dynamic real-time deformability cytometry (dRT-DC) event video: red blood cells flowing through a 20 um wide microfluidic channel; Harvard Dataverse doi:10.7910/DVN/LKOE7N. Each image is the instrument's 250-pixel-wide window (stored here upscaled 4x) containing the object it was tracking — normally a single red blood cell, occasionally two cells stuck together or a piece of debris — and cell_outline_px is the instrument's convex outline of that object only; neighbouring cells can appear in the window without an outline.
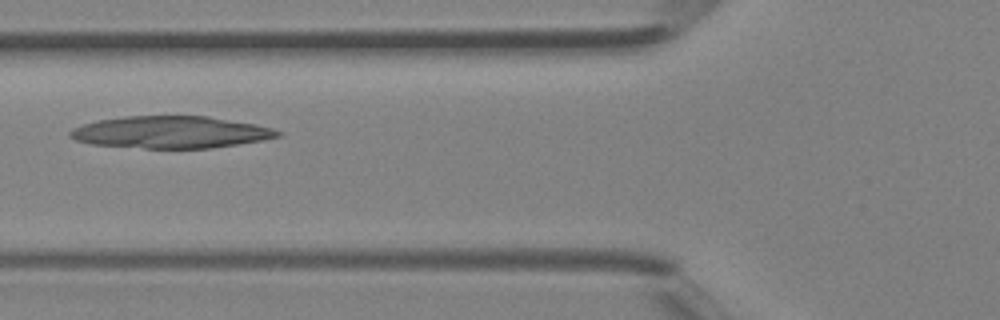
{"species": "Egyptian fruit bat (a non-hibernating species)", "species_latin": "Rousettus aegyptiacus", "temperature_condition": "room temperature", "stored_images_in_passage": 42, "camera_frame_rate_fps": 3000, "um_per_image_px": 0.085, "animal": {"sex": "female"}, "frame": {"image": 1, "passage_image": 16, "time_ms": 5.0, "image_size_px": [1000, 320], "cell_outline_px": [[284, 132], [280, 136], [260, 140], [212, 148], [144, 148], [92, 144], [76, 140], [68, 136], [68, 132], [72, 128], [84, 124], [100, 120], [124, 116], [208, 116], [256, 124], [272, 128]], "centroid_in_image_um": [14.51, 11.23], "position_along_channel_um": 111.3, "area_um2": 38.61}}
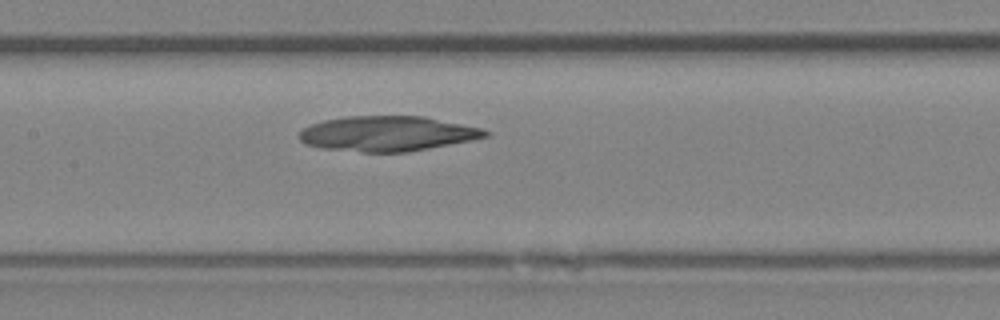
{"frame": {"image": 2, "passage_image": 20, "time_ms": 6.333, "image_size_px": [1000, 320], "cell_outline_px": [[492, 132], [488, 136], [472, 140], [408, 152], [360, 152], [320, 148], [304, 144], [296, 136], [304, 128], [312, 124], [324, 120], [348, 116], [424, 116], [484, 128]], "centroid_in_image_um": [32.94, 11.36], "position_along_channel_um": 174.5, "area_um2": 38.32}}
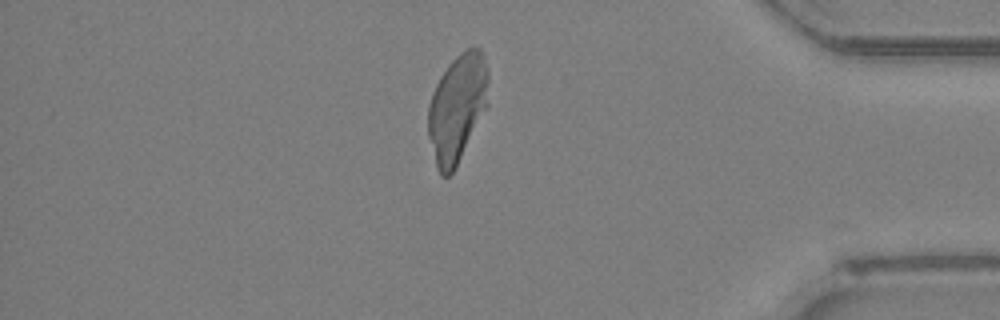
{"frame": {"image": 3, "passage_image": 36, "time_ms": 11.667, "image_size_px": [1000, 320], "cell_outline_px": [[488, 108], [456, 168], [448, 176], [440, 176], [436, 168], [428, 136], [428, 104], [432, 92], [440, 76], [448, 64], [464, 48], [480, 48], [484, 52], [488, 68]], "centroid_in_image_um": [38.88, 9.18], "position_along_channel_um": 396.3, "area_um2": 38.84}}